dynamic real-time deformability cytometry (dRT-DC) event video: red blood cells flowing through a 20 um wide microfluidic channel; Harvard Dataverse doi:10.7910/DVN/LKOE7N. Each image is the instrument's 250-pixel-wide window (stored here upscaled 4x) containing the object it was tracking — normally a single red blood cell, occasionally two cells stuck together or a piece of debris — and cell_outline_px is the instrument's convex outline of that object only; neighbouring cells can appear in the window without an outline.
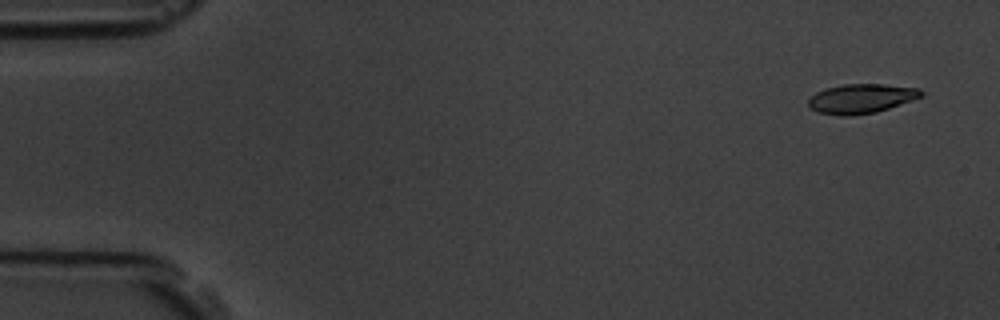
{"species": "common noctule bat (a hibernating species)", "species_latin": "Nyctalus noctula", "temperature_condition": "room temperature", "stored_images_in_passage": 5, "camera_frame_rate_fps": 3000, "um_per_image_px": 0.085, "animal": {"sex": "male", "body_mass_g": 19.5, "forearm_length_mm": 54.6}, "frame": {"image": 1, "passage_image": 1, "time_ms": 0.0, "image_size_px": [1000, 320], "cell_outline_px": [[924, 96], [876, 112], [852, 116], [840, 116], [816, 112], [808, 108], [808, 100], [816, 92], [824, 88], [844, 84], [884, 84], [920, 88], [924, 92]], "centroid_in_image_um": [73.18, 8.38], "position_along_channel_um": 11.8, "area_um2": 19.59}}
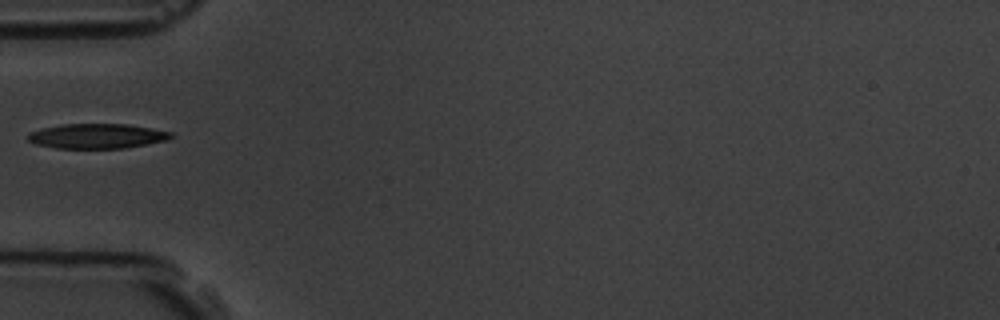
{"frame": {"image": 2, "passage_image": 5, "time_ms": 5.333, "image_size_px": [1000, 320], "cell_outline_px": [[172, 136], [164, 140], [148, 144], [124, 148], [56, 148], [36, 144], [28, 140], [28, 132], [40, 128], [60, 124], [128, 124], [172, 132]], "centroid_in_image_um": [8.19, 11.56], "position_along_channel_um": 76.8, "area_um2": 20.63}}